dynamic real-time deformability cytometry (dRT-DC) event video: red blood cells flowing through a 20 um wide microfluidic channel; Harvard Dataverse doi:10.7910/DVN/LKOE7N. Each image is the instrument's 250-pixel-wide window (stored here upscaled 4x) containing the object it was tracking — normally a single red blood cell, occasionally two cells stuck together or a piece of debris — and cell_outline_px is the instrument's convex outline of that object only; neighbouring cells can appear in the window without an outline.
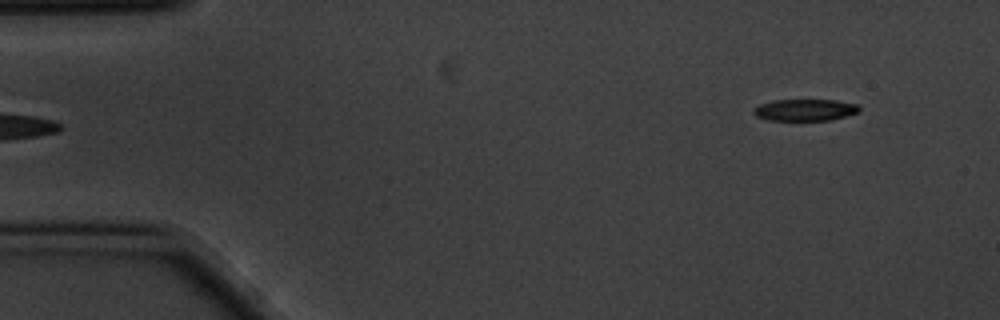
{"species": "common noctule bat (a hibernating species)", "species_latin": "Nyctalus noctula", "temperature_condition": "cold", "stored_images_in_passage": 4, "segment_of_instrument_passage": [2, 2], "camera_frame_rate_fps": 3000, "um_per_image_px": 0.085, "animal": {"sex": "male", "body_mass_g": 20.1, "forearm_length_mm": 53.5}, "frame": {"image": 1, "passage_image": 4, "time_ms": 1.0, "image_size_px": [1000, 320], "cell_outline_px": [[860, 112], [828, 120], [768, 120], [756, 116], [752, 112], [752, 108], [760, 104], [772, 100], [836, 100], [856, 104], [860, 108]], "centroid_in_image_um": [68.38, 9.34], "position_along_channel_um": 16.6, "area_um2": 13.35}}